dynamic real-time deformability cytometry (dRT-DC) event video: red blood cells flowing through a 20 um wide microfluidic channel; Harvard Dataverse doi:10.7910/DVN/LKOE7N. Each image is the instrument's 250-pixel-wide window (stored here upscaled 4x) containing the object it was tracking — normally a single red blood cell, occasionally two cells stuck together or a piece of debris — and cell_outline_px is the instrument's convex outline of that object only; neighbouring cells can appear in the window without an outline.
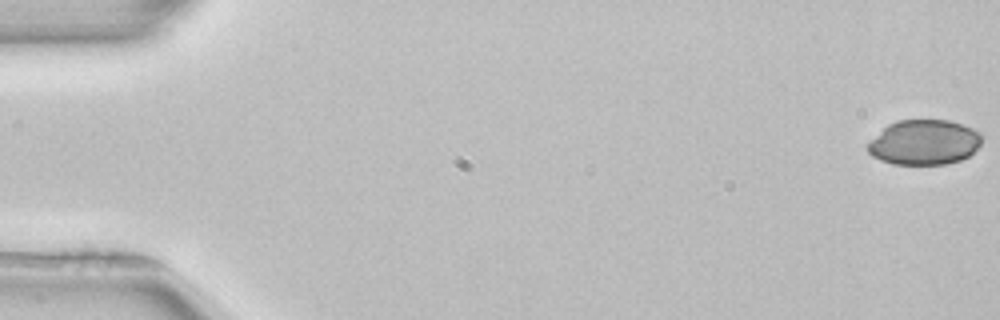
{"species": "common noctule bat (a hibernating species)", "species_latin": "Nyctalus noctula", "temperature_condition": "room temperature", "stored_images_in_passage": 49, "camera_frame_rate_fps": 3000, "um_per_image_px": 0.085, "animal": {"sex": "female", "body_mass_g": 22.7, "forearm_length_mm": 54.2}, "frame": {"image": 1, "passage_image": 1, "time_ms": 0.0, "image_size_px": [1000, 320], "cell_outline_px": [[980, 144], [968, 156], [960, 160], [944, 164], [892, 164], [880, 160], [872, 156], [868, 152], [868, 144], [888, 124], [896, 120], [948, 120], [972, 128], [980, 132]], "centroid_in_image_um": [78.54, 12.1], "position_along_channel_um": 6.5, "area_um2": 29.59}}
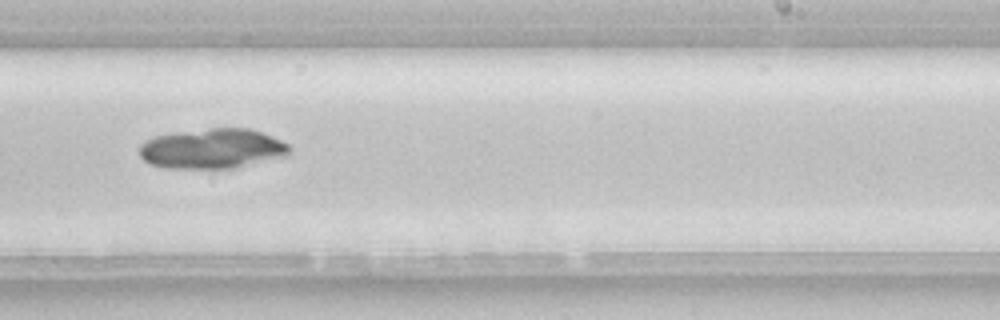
{"frame": {"image": 2, "passage_image": 33, "time_ms": 10.667, "image_size_px": [1000, 320], "cell_outline_px": [[292, 152], [288, 156], [232, 168], [164, 168], [148, 164], [140, 156], [140, 144], [144, 140], [152, 136], [172, 132], [212, 128], [248, 128], [272, 136], [288, 144], [292, 148]], "centroid_in_image_um": [18.03, 12.63], "position_along_channel_um": 271.0, "area_um2": 35.37}}